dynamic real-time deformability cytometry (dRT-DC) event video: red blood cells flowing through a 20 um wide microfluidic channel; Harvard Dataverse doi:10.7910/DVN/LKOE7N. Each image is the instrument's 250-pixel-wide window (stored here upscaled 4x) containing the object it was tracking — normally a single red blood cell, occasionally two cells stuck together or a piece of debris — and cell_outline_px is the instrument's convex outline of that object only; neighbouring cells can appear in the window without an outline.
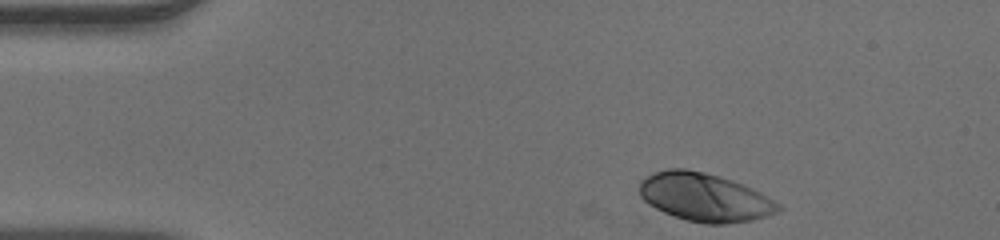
{"species": "human", "species_latin": "Homo sapiens", "temperature_condition": "warm", "stored_images_in_passage": 43, "camera_frame_rate_fps": 3000, "um_per_image_px": 0.085, "donor": {"sex": "male"}, "frame": {"image": 1, "passage_image": 1, "time_ms": 0.0, "image_size_px": [1000, 240], "cell_outline_px": [[784, 208], [780, 212], [752, 220], [724, 224], [704, 224], [688, 220], [664, 212], [648, 204], [640, 196], [640, 180], [656, 172], [668, 168], [684, 168], [704, 172], [720, 176], [732, 180], [752, 188], [760, 192], [780, 204]], "centroid_in_image_um": [59.92, 16.77], "position_along_channel_um": 25.1, "area_um2": 39.02}}
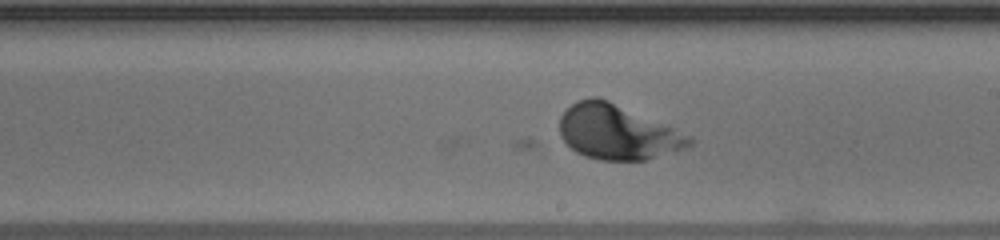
{"frame": {"image": 2, "passage_image": 22, "time_ms": 7.0, "image_size_px": [1000, 240], "cell_outline_px": [[692, 144], [676, 152], [648, 160], [600, 160], [584, 156], [576, 152], [560, 136], [560, 116], [576, 100], [588, 96], [596, 96], [608, 100], [692, 136]], "centroid_in_image_um": [52.47, 11.24], "position_along_channel_um": 236.5, "area_um2": 41.33}}
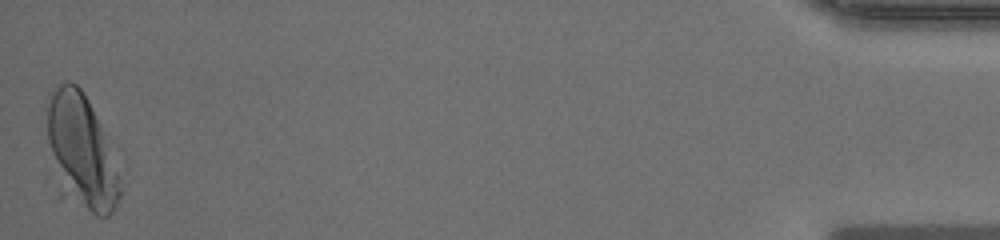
{"frame": {"image": 3, "passage_image": 43, "time_ms": 14.0, "image_size_px": [1000, 240], "cell_outline_px": [[120, 196], [112, 212], [108, 216], [96, 216], [44, 180], [44, 108], [48, 92], [60, 84], [68, 80], [76, 84], [80, 88], [88, 100], [100, 128], [120, 176]], "centroid_in_image_um": [6.67, 12.9], "position_along_channel_um": 428.5, "area_um2": 51.33}}